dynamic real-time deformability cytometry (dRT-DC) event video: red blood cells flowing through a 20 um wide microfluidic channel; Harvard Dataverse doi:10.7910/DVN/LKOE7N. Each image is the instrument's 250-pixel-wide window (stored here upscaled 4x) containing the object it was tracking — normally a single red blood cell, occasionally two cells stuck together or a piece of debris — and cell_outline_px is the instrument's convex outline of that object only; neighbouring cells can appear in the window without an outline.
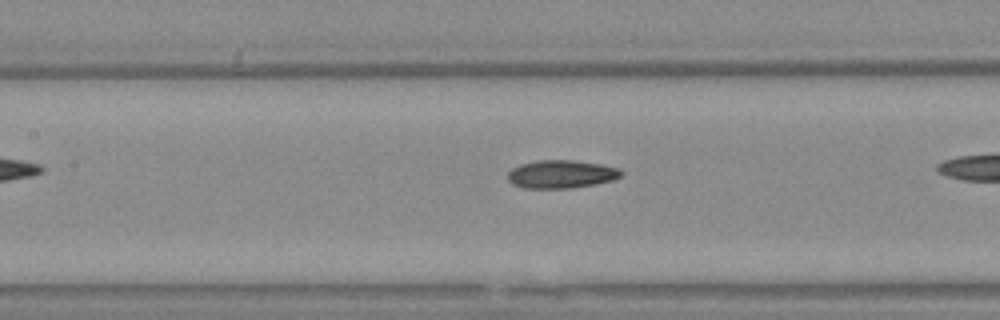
{"species": "Egyptian fruit bat (a non-hibernating species)", "species_latin": "Rousettus aegyptiacus", "temperature_condition": "warm", "stored_images_in_passage": 32, "camera_frame_rate_fps": 3000, "um_per_image_px": 0.085, "animal": {"sex": "female"}, "frame": {"image": 1, "passage_image": 14, "time_ms": 4.333, "image_size_px": [1000, 320], "cell_outline_px": [[620, 176], [612, 180], [572, 188], [524, 188], [512, 184], [508, 180], [508, 172], [512, 168], [520, 164], [536, 160], [576, 160], [600, 164], [620, 168]], "centroid_in_image_um": [47.66, 14.79], "position_along_channel_um": 159.7, "area_um2": 18.5}}